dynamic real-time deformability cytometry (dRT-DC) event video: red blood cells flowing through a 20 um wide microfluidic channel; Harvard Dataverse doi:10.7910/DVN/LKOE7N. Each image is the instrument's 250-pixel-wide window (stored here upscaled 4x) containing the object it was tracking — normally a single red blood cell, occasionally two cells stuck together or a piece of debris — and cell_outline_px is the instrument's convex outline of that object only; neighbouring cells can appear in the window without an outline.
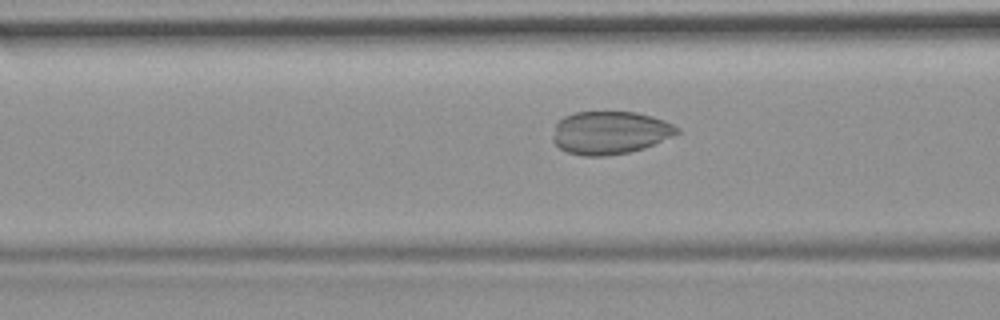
{"species": "common noctule bat (a hibernating species)", "species_latin": "Nyctalus noctula", "temperature_condition": "room temperature", "stored_images_in_passage": 14, "camera_frame_rate_fps": 3000, "um_per_image_px": 0.085, "animal": {"sex": "female", "body_mass_g": 19.9}, "frame": {"image": 1, "passage_image": 12, "time_ms": 3.667, "image_size_px": [1000, 320], "cell_outline_px": [[680, 132], [672, 136], [644, 148], [628, 152], [604, 156], [584, 156], [568, 152], [560, 148], [552, 140], [552, 136], [556, 124], [564, 116], [576, 112], [636, 112], [652, 116], [664, 120], [680, 128]], "centroid_in_image_um": [51.84, 11.27], "position_along_channel_um": 114.8, "area_um2": 30.98}}